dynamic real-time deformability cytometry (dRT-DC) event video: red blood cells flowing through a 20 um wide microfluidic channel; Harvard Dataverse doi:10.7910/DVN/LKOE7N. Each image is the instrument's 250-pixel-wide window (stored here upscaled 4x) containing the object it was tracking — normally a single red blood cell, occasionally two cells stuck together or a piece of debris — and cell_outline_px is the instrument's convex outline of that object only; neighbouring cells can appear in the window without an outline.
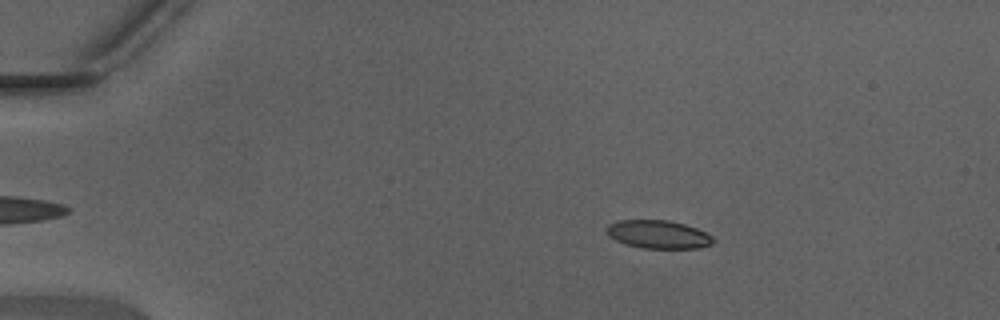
{"species": "Egyptian fruit bat (a non-hibernating species)", "species_latin": "Rousettus aegyptiacus", "temperature_condition": "warm", "stored_images_in_passage": 46, "camera_frame_rate_fps": 3000, "um_per_image_px": 0.085, "animal": {"sex": "male"}, "frame": {"image": 1, "passage_image": 8, "time_ms": 2.333, "image_size_px": [1000, 320], "cell_outline_px": [[716, 240], [712, 244], [700, 248], [640, 248], [624, 244], [608, 236], [608, 224], [616, 220], [668, 220], [684, 224], [696, 228], [712, 236]], "centroid_in_image_um": [55.95, 19.93], "position_along_channel_um": 29.0, "area_um2": 17.57}}
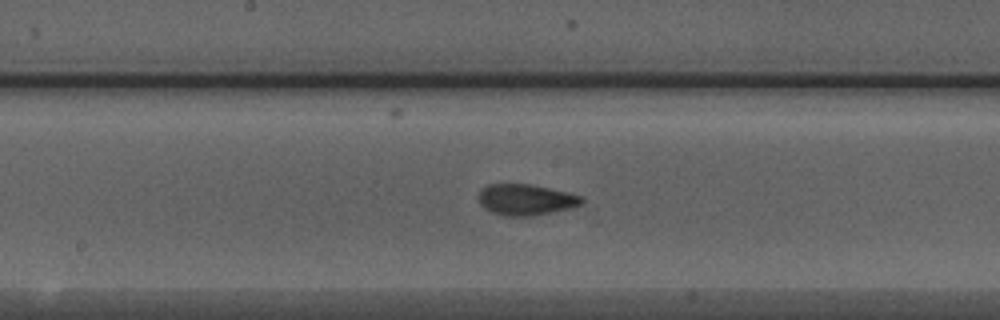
{"frame": {"image": 2, "passage_image": 25, "time_ms": 8.0, "image_size_px": [1000, 320], "cell_outline_px": [[584, 200], [580, 204], [572, 208], [552, 212], [528, 216], [508, 216], [492, 212], [484, 208], [480, 204], [480, 188], [488, 184], [532, 184], [568, 192], [584, 196]], "centroid_in_image_um": [44.72, 16.96], "position_along_channel_um": 203.5, "area_um2": 18.67}}
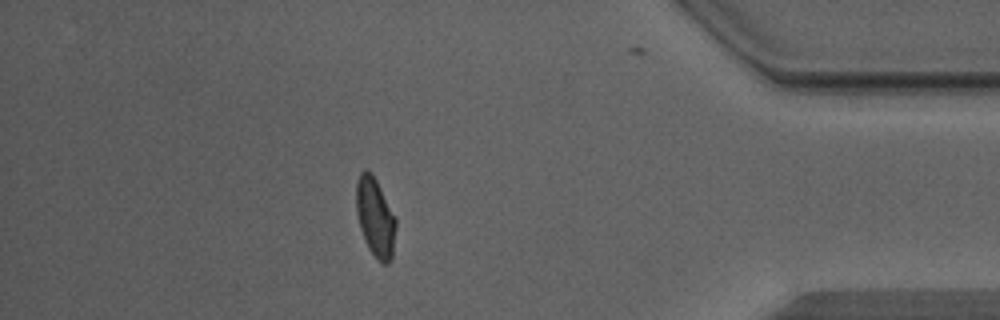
{"frame": {"image": 3, "passage_image": 41, "time_ms": 13.333, "image_size_px": [1000, 320], "cell_outline_px": [[396, 228], [392, 260], [388, 264], [380, 264], [368, 248], [364, 240], [360, 228], [356, 212], [356, 184], [360, 172], [364, 168], [368, 168], [372, 172], [396, 216]], "centroid_in_image_um": [31.9, 18.47], "position_along_channel_um": 403.3, "area_um2": 18.79}, "authors_computed_cell_mechanics": {"area_um2": 18.0625, "velocity_mm_per_s": 4.4267, "shape_relaxation_time_tau1_ms": 5.6753, "shape_relaxation_time_tau2_ms": 1.186, "deformation_change_tau1": 0.1651, "deformation_change_tau2": 0.0709}}